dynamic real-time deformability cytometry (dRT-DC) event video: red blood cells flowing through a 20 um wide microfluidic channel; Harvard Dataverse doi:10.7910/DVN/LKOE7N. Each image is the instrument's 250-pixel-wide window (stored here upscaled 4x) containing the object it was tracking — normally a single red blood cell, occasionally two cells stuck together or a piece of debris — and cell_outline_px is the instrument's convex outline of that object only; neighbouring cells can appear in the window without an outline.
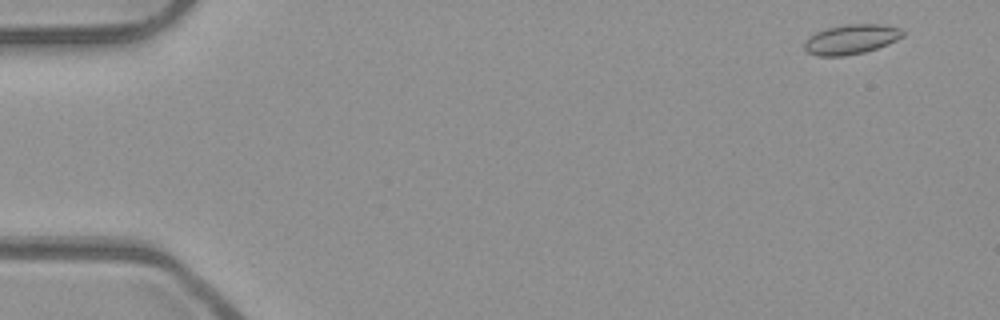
{"species": "common noctule bat (a hibernating species)", "species_latin": "Nyctalus noctula", "temperature_condition": "room temperature", "stored_images_in_passage": 48, "camera_frame_rate_fps": 3000, "um_per_image_px": 0.085, "animal": {"sex": "male", "body_mass_g": 23.1, "forearm_length_mm": 52.7}, "frame": {"image": 1, "passage_image": 2, "time_ms": 0.333, "image_size_px": [1000, 320], "cell_outline_px": [[904, 36], [888, 44], [864, 52], [844, 56], [816, 56], [808, 52], [804, 48], [804, 40], [816, 32], [828, 28], [848, 24], [880, 24], [900, 28], [904, 32]], "centroid_in_image_um": [72.34, 3.34], "position_along_channel_um": 12.7, "area_um2": 16.99}}
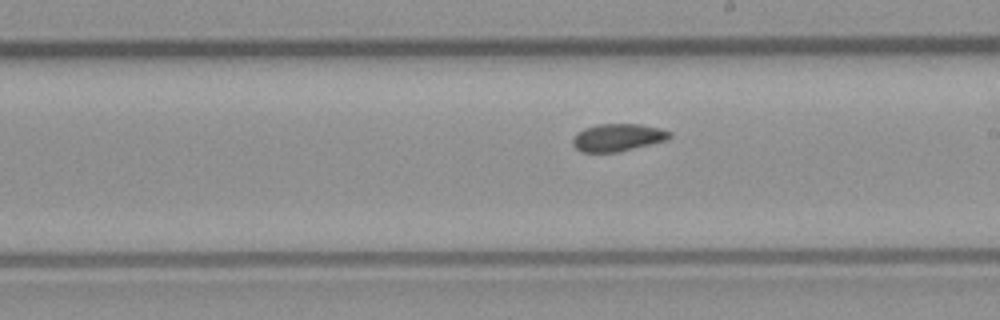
{"frame": {"image": 2, "passage_image": 29, "time_ms": 9.333, "image_size_px": [1000, 320], "cell_outline_px": [[672, 136], [668, 140], [616, 152], [580, 152], [572, 144], [572, 140], [576, 132], [584, 128], [596, 124], [640, 124], [660, 128], [672, 132]], "centroid_in_image_um": [52.5, 11.68], "position_along_channel_um": 236.5, "area_um2": 15.66}}
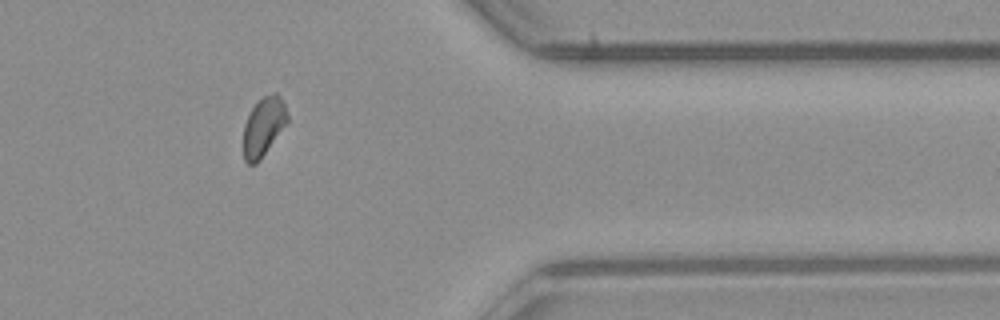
{"frame": {"image": 3, "passage_image": 42, "time_ms": 13.667, "image_size_px": [1000, 320], "cell_outline_px": [[288, 124], [260, 160], [256, 164], [248, 164], [244, 160], [244, 124], [252, 108], [264, 96], [272, 92], [276, 92], [280, 96], [284, 104], [288, 116]], "centroid_in_image_um": [22.43, 10.78], "position_along_channel_um": 389.0, "area_um2": 15.14}}